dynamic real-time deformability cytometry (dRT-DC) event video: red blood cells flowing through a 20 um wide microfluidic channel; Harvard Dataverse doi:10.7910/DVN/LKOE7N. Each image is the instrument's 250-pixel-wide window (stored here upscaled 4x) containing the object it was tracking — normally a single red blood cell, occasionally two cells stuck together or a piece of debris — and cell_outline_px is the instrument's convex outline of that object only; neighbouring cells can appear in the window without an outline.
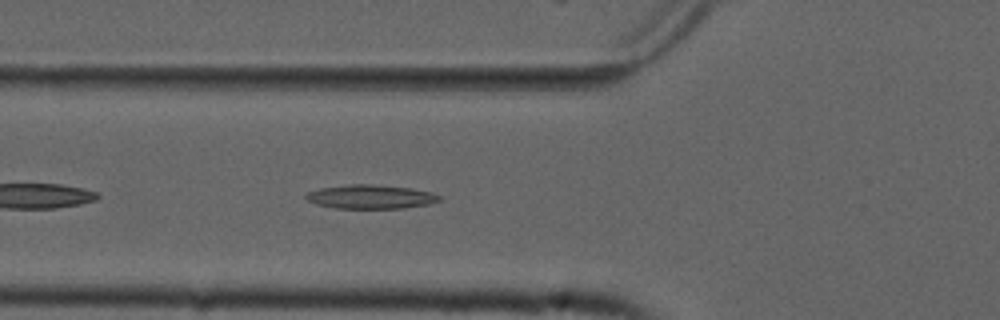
{"species": "common noctule bat (a hibernating species)", "species_latin": "Nyctalus noctula", "temperature_condition": "cold", "stored_images_in_passage": 39, "camera_frame_rate_fps": 3000, "um_per_image_px": 0.085, "animal": {"sex": "male", "forearm_length_mm": 52.5}, "frame": {"image": 1, "passage_image": 5, "time_ms": 1.333, "image_size_px": [1000, 320], "cell_outline_px": [[440, 200], [428, 204], [404, 208], [336, 208], [316, 204], [308, 200], [304, 196], [308, 192], [320, 188], [352, 184], [372, 184], [412, 188], [432, 192], [440, 196]], "centroid_in_image_um": [31.51, 16.72], "position_along_channel_um": 94.3, "area_um2": 18.5}}
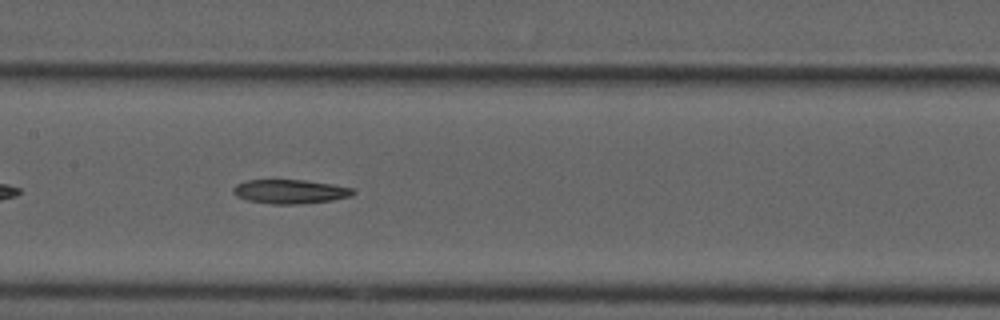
{"frame": {"image": 2, "passage_image": 12, "time_ms": 3.667, "image_size_px": [1000, 320], "cell_outline_px": [[356, 192], [352, 196], [332, 200], [300, 204], [272, 204], [248, 200], [236, 196], [232, 192], [232, 188], [236, 184], [244, 180], [308, 180], [332, 184], [352, 188]], "centroid_in_image_um": [24.65, 16.28], "position_along_channel_um": 182.8, "area_um2": 16.94}}
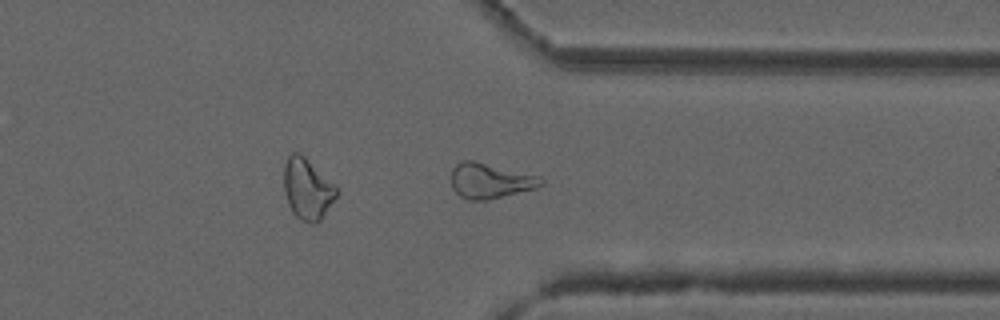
{"frame": {"image": 3, "passage_image": 27, "time_ms": 8.667, "image_size_px": [1000, 320], "cell_outline_px": [[544, 184], [536, 188], [488, 200], [468, 200], [460, 196], [452, 188], [452, 168], [456, 164], [464, 160], [472, 160], [540, 176], [544, 180]], "centroid_in_image_um": [41.67, 15.37], "position_along_channel_um": 369.7, "area_um2": 18.38}}